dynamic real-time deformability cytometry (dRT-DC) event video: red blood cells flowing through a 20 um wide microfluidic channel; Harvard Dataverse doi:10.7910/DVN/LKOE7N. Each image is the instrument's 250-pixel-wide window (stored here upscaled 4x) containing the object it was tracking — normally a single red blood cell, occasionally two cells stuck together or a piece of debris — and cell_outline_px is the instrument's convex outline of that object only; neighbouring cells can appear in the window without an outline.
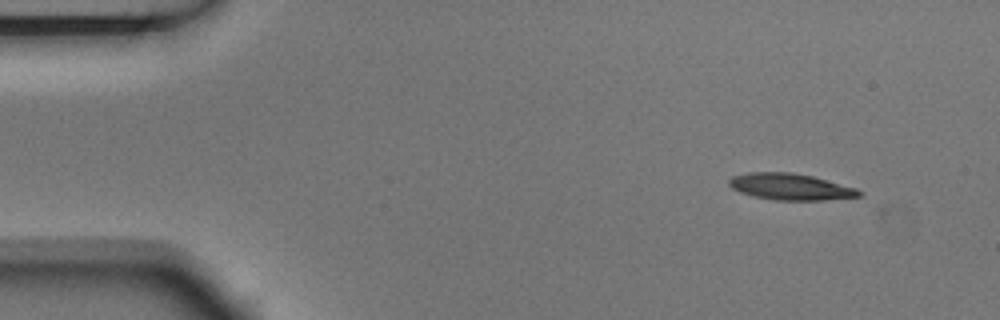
{"species": "Egyptian fruit bat (a non-hibernating species)", "species_latin": "Rousettus aegyptiacus", "temperature_condition": "room temperature", "stored_images_in_passage": 5, "camera_frame_rate_fps": 3000, "um_per_image_px": 0.085, "animal": {"sex": "male"}, "frame": {"image": 1, "passage_image": 1, "time_ms": 0.0, "image_size_px": [1000, 320], "cell_outline_px": [[864, 196], [820, 200], [776, 200], [756, 196], [740, 192], [732, 188], [728, 184], [728, 180], [732, 176], [748, 172], [792, 172], [812, 176], [856, 188], [864, 192]], "centroid_in_image_um": [67.2, 15.87], "position_along_channel_um": 17.8, "area_um2": 20.0}}
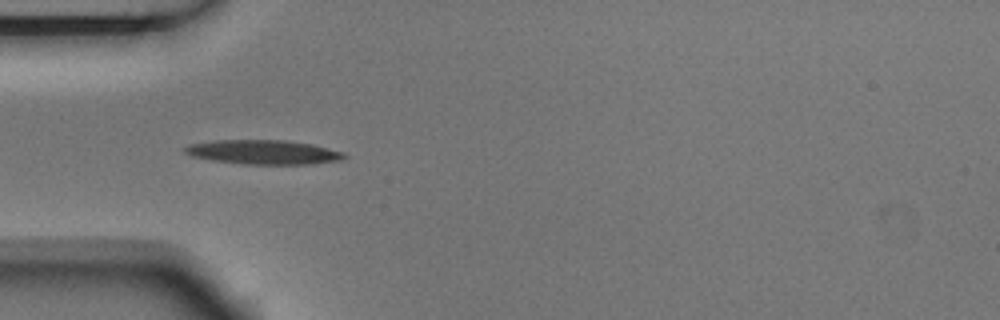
{"frame": {"image": 2, "passage_image": 4, "time_ms": 1.0, "image_size_px": [1000, 320], "cell_outline_px": [[348, 156], [340, 160], [308, 164], [244, 164], [212, 160], [192, 156], [184, 152], [184, 148], [188, 144], [216, 140], [288, 140], [312, 144], [344, 152]], "centroid_in_image_um": [22.39, 12.92], "position_along_channel_um": 62.6, "area_um2": 22.54}}
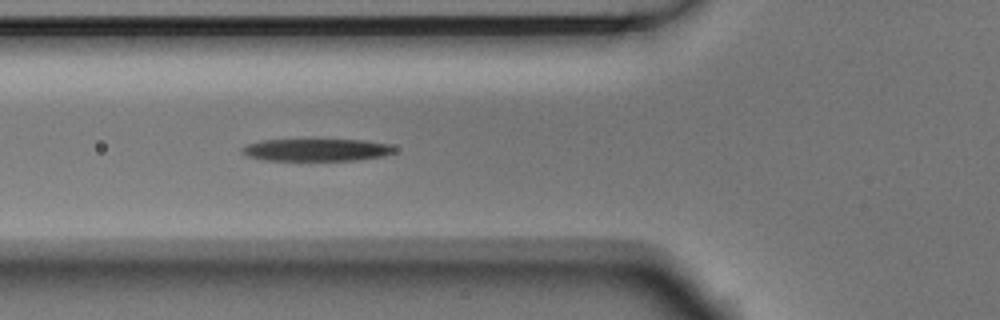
{"frame": {"image": 3, "passage_image": 5, "time_ms": 1.333, "image_size_px": [1000, 320], "cell_outline_px": [[396, 148], [392, 152], [384, 156], [356, 160], [268, 160], [248, 156], [240, 148], [248, 144], [260, 140], [368, 140], [388, 144]], "centroid_in_image_um": [26.93, 12.73], "position_along_channel_um": 98.9, "area_um2": 19.59}}